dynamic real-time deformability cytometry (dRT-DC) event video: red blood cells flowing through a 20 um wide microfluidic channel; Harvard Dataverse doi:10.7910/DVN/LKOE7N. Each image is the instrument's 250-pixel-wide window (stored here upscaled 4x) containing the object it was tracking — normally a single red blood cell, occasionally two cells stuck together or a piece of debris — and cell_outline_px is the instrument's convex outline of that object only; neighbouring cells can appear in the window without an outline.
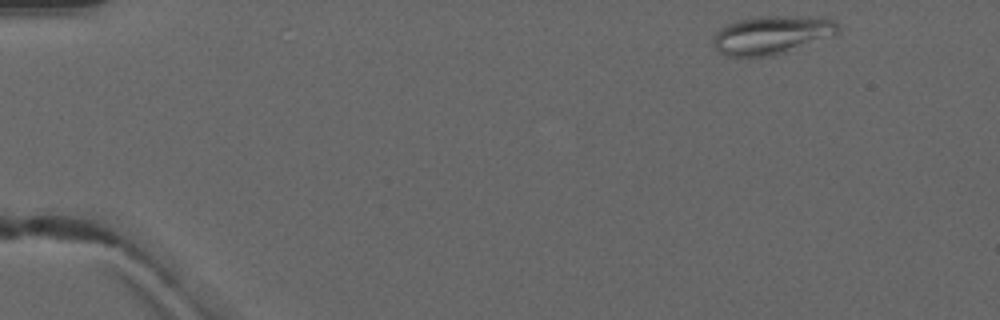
{"species": "common noctule bat (a hibernating species)", "species_latin": "Nyctalus noctula", "temperature_condition": "warm", "stored_images_in_passage": 3, "camera_frame_rate_fps": 3000, "um_per_image_px": 0.085, "animal": {"sex": "male", "forearm_length_mm": 52.5}, "frame": {"image": 1, "passage_image": 1, "time_ms": 0.0, "image_size_px": [1000, 320], "cell_outline_px": [[840, 32], [836, 36], [776, 56], [728, 56], [720, 52], [712, 44], [712, 36], [720, 28], [736, 20], [756, 16], [820, 16], [832, 20], [840, 28]], "centroid_in_image_um": [65.65, 2.97], "position_along_channel_um": 19.4, "area_um2": 28.67}}